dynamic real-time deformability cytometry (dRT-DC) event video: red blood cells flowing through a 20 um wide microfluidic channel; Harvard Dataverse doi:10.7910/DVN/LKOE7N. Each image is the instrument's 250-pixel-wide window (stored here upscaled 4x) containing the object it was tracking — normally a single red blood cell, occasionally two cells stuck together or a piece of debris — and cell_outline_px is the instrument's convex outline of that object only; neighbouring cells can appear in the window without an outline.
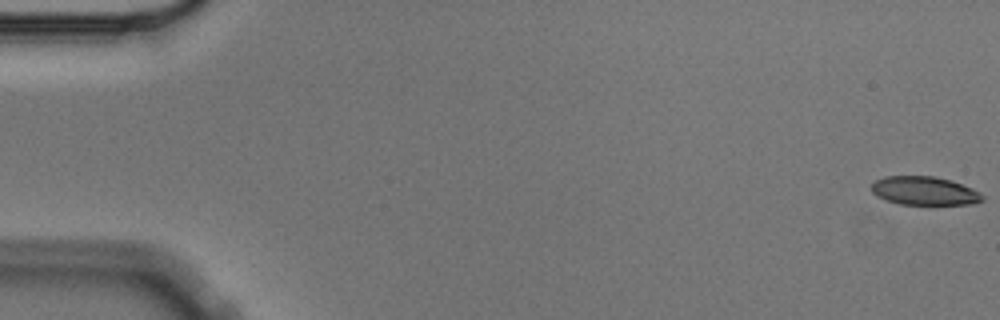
{"species": "Egyptian fruit bat (a non-hibernating species)", "species_latin": "Rousettus aegyptiacus", "temperature_condition": "cold", "stored_images_in_passage": 5, "camera_frame_rate_fps": 3000, "um_per_image_px": 0.085, "animal": {"sex": "male"}, "frame": {"image": 1, "passage_image": 1, "time_ms": 0.0, "image_size_px": [1000, 320], "cell_outline_px": [[984, 200], [972, 204], [900, 204], [884, 200], [876, 196], [872, 192], [872, 184], [876, 180], [884, 176], [936, 176], [952, 180], [972, 188], [980, 192], [984, 196]], "centroid_in_image_um": [78.58, 16.21], "position_along_channel_um": 6.4, "area_um2": 18.61}}
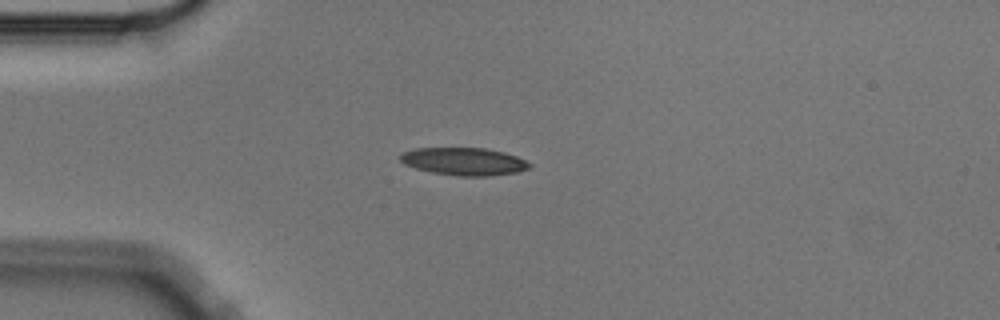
{"frame": {"image": 2, "passage_image": 5, "time_ms": 1.333, "image_size_px": [1000, 320], "cell_outline_px": [[532, 164], [528, 168], [516, 172], [488, 176], [456, 176], [432, 172], [416, 168], [404, 164], [400, 160], [400, 156], [404, 152], [416, 148], [484, 148], [504, 152], [516, 156]], "centroid_in_image_um": [39.43, 13.72], "position_along_channel_um": 45.6, "area_um2": 20.63}}